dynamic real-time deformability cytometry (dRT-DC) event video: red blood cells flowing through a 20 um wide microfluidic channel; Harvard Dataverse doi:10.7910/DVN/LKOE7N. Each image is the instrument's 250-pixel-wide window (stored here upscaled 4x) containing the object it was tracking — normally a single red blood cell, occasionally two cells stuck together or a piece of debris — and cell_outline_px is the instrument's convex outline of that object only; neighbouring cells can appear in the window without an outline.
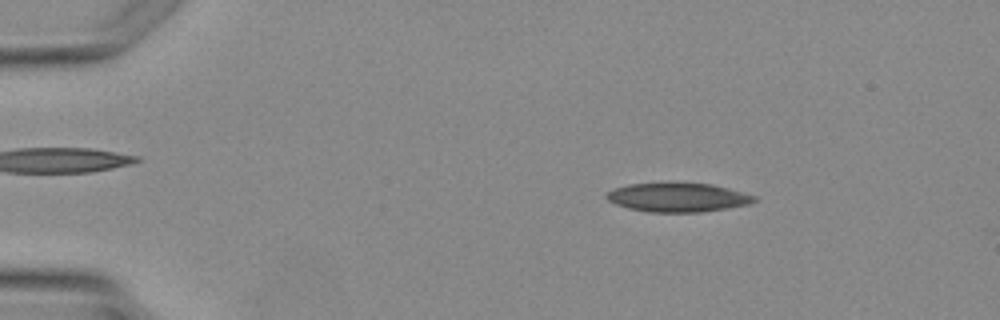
{"species": "Egyptian fruit bat (a non-hibernating species)", "species_latin": "Rousettus aegyptiacus", "temperature_condition": "warm", "stored_images_in_passage": 3, "camera_frame_rate_fps": 3000, "um_per_image_px": 0.085, "animal": {"sex": "female"}, "frame": {"image": 1, "passage_image": 1, "time_ms": 0.0, "image_size_px": [1000, 320], "cell_outline_px": [[756, 200], [752, 204], [728, 208], [700, 212], [648, 212], [628, 208], [616, 204], [608, 200], [604, 196], [604, 192], [612, 188], [628, 184], [712, 184], [728, 188], [756, 196]], "centroid_in_image_um": [57.59, 16.79], "position_along_channel_um": 27.4, "area_um2": 24.8}}
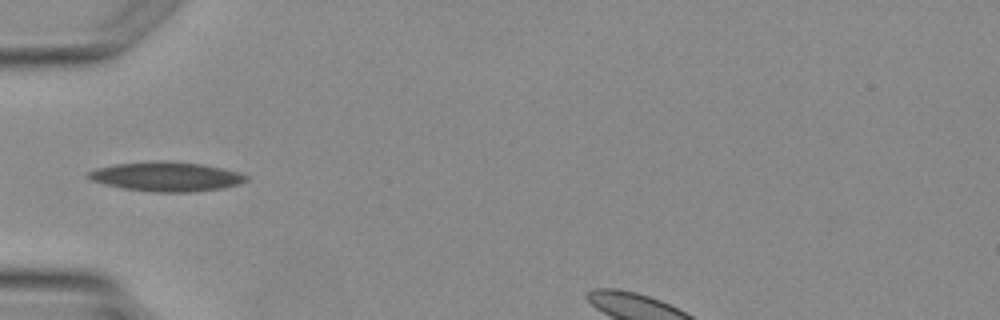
{"frame": {"image": 2, "passage_image": 3, "time_ms": 2.333, "image_size_px": [1000, 320], "cell_outline_px": [[248, 180], [240, 184], [224, 188], [192, 192], [156, 192], [124, 188], [104, 184], [92, 180], [84, 176], [88, 172], [96, 168], [116, 164], [164, 160], [204, 164], [240, 172], [248, 176]], "centroid_in_image_um": [14.18, 15.01], "position_along_channel_um": 70.8, "area_um2": 27.17}}